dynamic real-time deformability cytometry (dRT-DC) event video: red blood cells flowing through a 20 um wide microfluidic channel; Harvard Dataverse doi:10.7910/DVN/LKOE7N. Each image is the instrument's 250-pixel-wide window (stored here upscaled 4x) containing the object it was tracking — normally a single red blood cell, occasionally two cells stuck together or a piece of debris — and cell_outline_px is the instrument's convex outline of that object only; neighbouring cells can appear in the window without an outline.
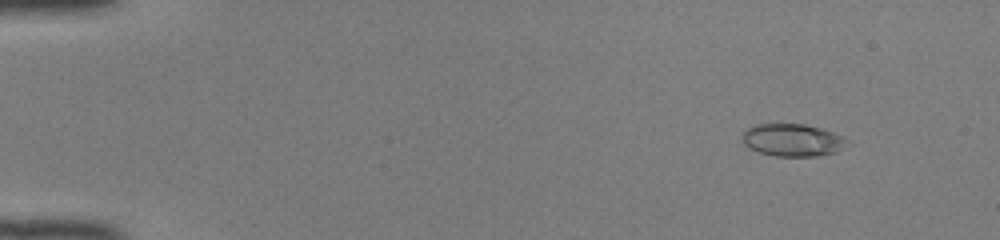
{"species": "common noctule bat (a hibernating species)", "species_latin": "Nyctalus noctula", "temperature_condition": "room temperature", "stored_images_in_passage": 49, "camera_frame_rate_fps": 3000, "um_per_image_px": 0.085, "animal": {"sex": "female", "body_mass_g": 22.0, "forearm_length_mm": 56.7}, "frame": {"image": 1, "passage_image": 5, "time_ms": 1.333, "image_size_px": [1000, 240], "cell_outline_px": [[852, 144], [836, 152], [816, 156], [776, 156], [760, 152], [748, 148], [744, 144], [744, 132], [748, 128], [756, 124], [804, 124], [820, 128], [844, 136]], "centroid_in_image_um": [67.43, 11.91], "position_along_channel_um": 17.6, "area_um2": 19.88}}
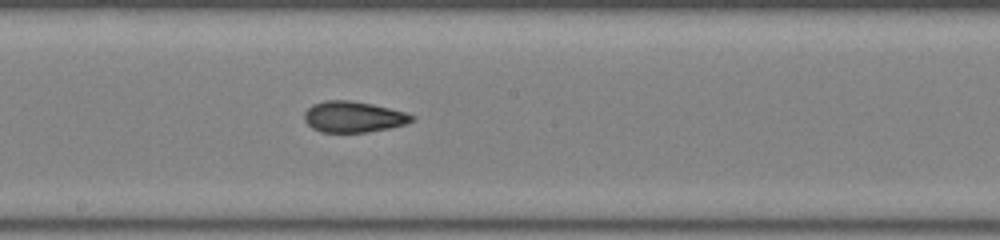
{"frame": {"image": 2, "passage_image": 28, "time_ms": 9.0, "image_size_px": [1000, 240], "cell_outline_px": [[416, 120], [408, 124], [368, 132], [320, 132], [312, 128], [304, 120], [304, 112], [312, 104], [324, 100], [348, 100], [372, 104], [404, 112], [416, 116]], "centroid_in_image_um": [30.04, 9.93], "position_along_channel_um": 218.2, "area_um2": 19.54}}
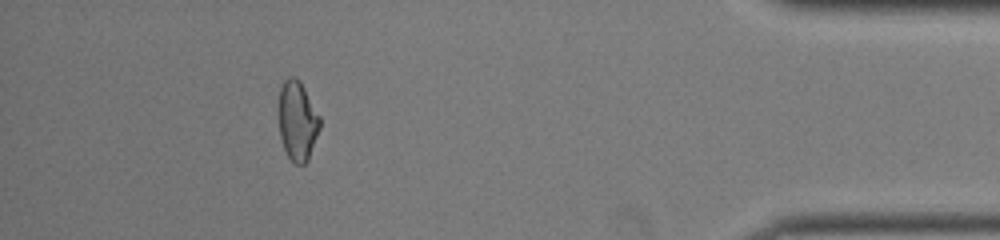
{"frame": {"image": 3, "passage_image": 45, "time_ms": 14.667, "image_size_px": [1000, 240], "cell_outline_px": [[320, 128], [308, 160], [304, 164], [296, 164], [288, 156], [284, 148], [280, 136], [276, 116], [276, 112], [280, 88], [284, 80], [288, 76], [292, 76], [300, 80], [320, 116]], "centroid_in_image_um": [25.24, 10.23], "position_along_channel_um": 410.0, "area_um2": 19.59}, "authors_computed_cell_mechanics": {"area_um2": 19.5942, "velocity_mm_per_s": 4.1614, "shape_relaxation_time_tau1_ms": null, "shape_relaxation_time_tau2_ms": 2.1539, "deformation_change_tau1": null, "deformation_change_tau2": 0.0729}}